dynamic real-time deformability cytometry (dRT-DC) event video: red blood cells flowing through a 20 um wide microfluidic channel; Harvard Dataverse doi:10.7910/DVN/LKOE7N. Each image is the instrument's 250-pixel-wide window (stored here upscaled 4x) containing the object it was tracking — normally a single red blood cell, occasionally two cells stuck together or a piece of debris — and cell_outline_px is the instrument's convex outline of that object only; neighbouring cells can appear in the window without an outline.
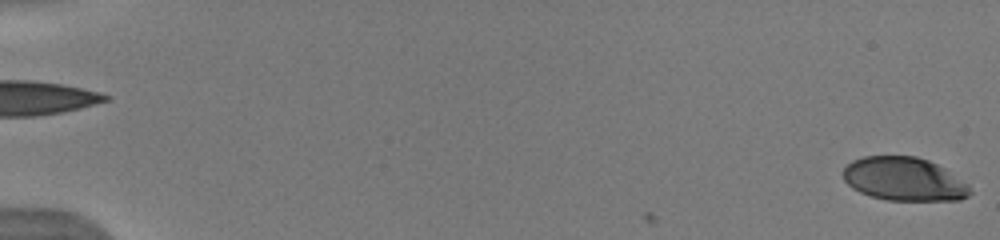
{"species": "human", "species_latin": "Homo sapiens", "temperature_condition": "warm", "stored_images_in_passage": 53, "camera_frame_rate_fps": 3000, "um_per_image_px": 0.085, "donor": {"sex": "male"}, "frame": {"image": 1, "passage_image": 1, "time_ms": 0.0, "image_size_px": [1000, 240], "cell_outline_px": [[972, 192], [968, 196], [960, 200], [888, 200], [872, 196], [860, 192], [852, 188], [844, 180], [844, 168], [852, 160], [864, 156], [916, 156], [928, 160], [944, 168], [968, 184]], "centroid_in_image_um": [76.85, 15.22], "position_along_channel_um": 8.2, "area_um2": 32.02}}
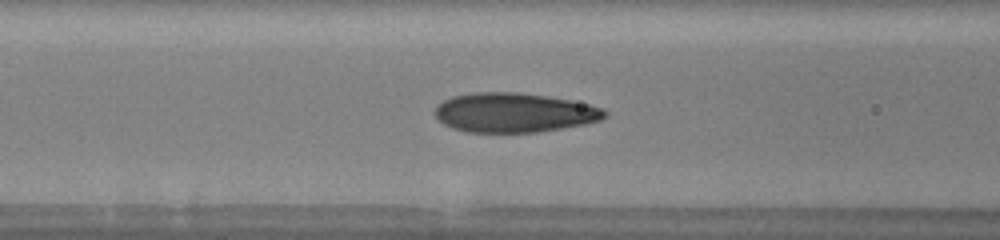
{"frame": {"image": 2, "passage_image": 24, "time_ms": 7.667, "image_size_px": [1000, 240], "cell_outline_px": [[608, 116], [600, 120], [588, 124], [536, 132], [468, 132], [452, 128], [444, 124], [436, 116], [436, 104], [452, 96], [476, 92], [516, 92], [548, 96], [572, 100], [588, 104], [600, 108], [608, 112]], "centroid_in_image_um": [43.72, 9.57], "position_along_channel_um": 122.9, "area_um2": 39.07}}
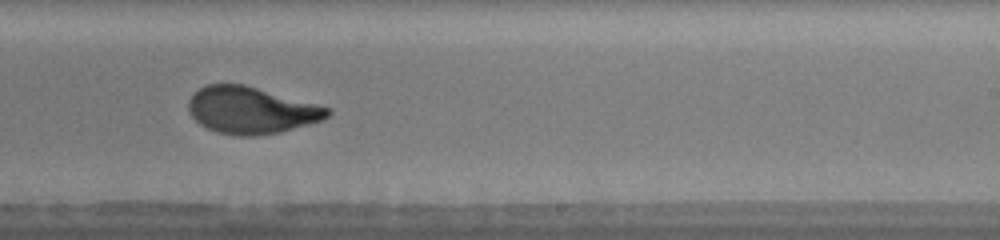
{"frame": {"image": 3, "passage_image": 35, "time_ms": 11.333, "image_size_px": [1000, 240], "cell_outline_px": [[332, 112], [324, 120], [280, 132], [252, 136], [240, 136], [216, 132], [200, 124], [188, 112], [188, 100], [192, 92], [208, 84], [244, 84], [332, 108]], "centroid_in_image_um": [21.35, 9.37], "position_along_channel_um": 267.7, "area_um2": 38.09}, "authors_computed_cell_mechanics": {"area_um2": 37.2232, "velocity_mm_per_s": 3.9547, "shape_relaxation_time_tau1_ms": 4.637, "shape_relaxation_time_tau2_ms": null, "deformation_change_tau1": 0.2186, "deformation_change_tau2": null}}